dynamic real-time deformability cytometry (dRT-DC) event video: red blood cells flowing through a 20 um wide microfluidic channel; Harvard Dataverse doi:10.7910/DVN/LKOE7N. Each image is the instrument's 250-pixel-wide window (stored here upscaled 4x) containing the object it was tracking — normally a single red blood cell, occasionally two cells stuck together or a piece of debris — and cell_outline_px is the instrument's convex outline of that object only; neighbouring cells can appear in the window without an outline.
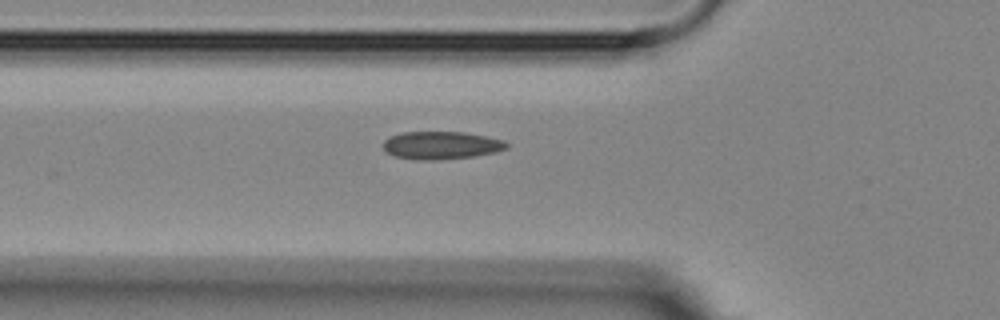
{"species": "Egyptian fruit bat (a non-hibernating species)", "species_latin": "Rousettus aegyptiacus", "temperature_condition": "room temperature", "stored_images_in_passage": 6, "camera_frame_rate_fps": 3000, "um_per_image_px": 0.085, "animal": {"sex": "female"}, "frame": {"image": 1, "passage_image": 6, "time_ms": 6.333, "image_size_px": [1000, 320], "cell_outline_px": [[508, 148], [496, 152], [476, 156], [432, 160], [420, 160], [396, 156], [388, 152], [384, 148], [384, 140], [392, 136], [404, 132], [464, 132], [488, 136], [504, 140], [508, 144]], "centroid_in_image_um": [37.57, 12.34], "position_along_channel_um": 88.2, "area_um2": 19.88}}